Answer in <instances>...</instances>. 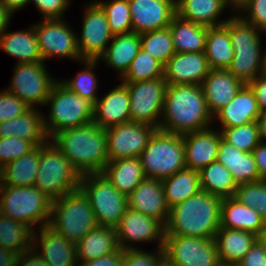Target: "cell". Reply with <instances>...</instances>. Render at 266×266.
Segmentation results:
<instances>
[{
  "label": "cell",
  "mask_w": 266,
  "mask_h": 266,
  "mask_svg": "<svg viewBox=\"0 0 266 266\" xmlns=\"http://www.w3.org/2000/svg\"><path fill=\"white\" fill-rule=\"evenodd\" d=\"M242 9L250 12L249 20L244 17V21L262 32L266 31V0H250Z\"/></svg>",
  "instance_id": "cell-50"
},
{
  "label": "cell",
  "mask_w": 266,
  "mask_h": 266,
  "mask_svg": "<svg viewBox=\"0 0 266 266\" xmlns=\"http://www.w3.org/2000/svg\"><path fill=\"white\" fill-rule=\"evenodd\" d=\"M163 68L167 85H201L211 70L204 52L175 53Z\"/></svg>",
  "instance_id": "cell-19"
},
{
  "label": "cell",
  "mask_w": 266,
  "mask_h": 266,
  "mask_svg": "<svg viewBox=\"0 0 266 266\" xmlns=\"http://www.w3.org/2000/svg\"><path fill=\"white\" fill-rule=\"evenodd\" d=\"M84 16L82 36L78 40L81 59L99 60L106 51L108 40H112L108 19L102 8L95 2L88 5Z\"/></svg>",
  "instance_id": "cell-16"
},
{
  "label": "cell",
  "mask_w": 266,
  "mask_h": 266,
  "mask_svg": "<svg viewBox=\"0 0 266 266\" xmlns=\"http://www.w3.org/2000/svg\"><path fill=\"white\" fill-rule=\"evenodd\" d=\"M50 226L68 241L77 244L97 226L88 197L79 188L52 201Z\"/></svg>",
  "instance_id": "cell-4"
},
{
  "label": "cell",
  "mask_w": 266,
  "mask_h": 266,
  "mask_svg": "<svg viewBox=\"0 0 266 266\" xmlns=\"http://www.w3.org/2000/svg\"><path fill=\"white\" fill-rule=\"evenodd\" d=\"M128 207L145 216L156 218L165 226L170 207L164 195L162 181L152 178L142 180L128 196Z\"/></svg>",
  "instance_id": "cell-20"
},
{
  "label": "cell",
  "mask_w": 266,
  "mask_h": 266,
  "mask_svg": "<svg viewBox=\"0 0 266 266\" xmlns=\"http://www.w3.org/2000/svg\"><path fill=\"white\" fill-rule=\"evenodd\" d=\"M132 32L143 34L168 28L176 15V0H128Z\"/></svg>",
  "instance_id": "cell-17"
},
{
  "label": "cell",
  "mask_w": 266,
  "mask_h": 266,
  "mask_svg": "<svg viewBox=\"0 0 266 266\" xmlns=\"http://www.w3.org/2000/svg\"><path fill=\"white\" fill-rule=\"evenodd\" d=\"M34 30L43 60L54 55L81 60L78 38L61 19H44Z\"/></svg>",
  "instance_id": "cell-15"
},
{
  "label": "cell",
  "mask_w": 266,
  "mask_h": 266,
  "mask_svg": "<svg viewBox=\"0 0 266 266\" xmlns=\"http://www.w3.org/2000/svg\"><path fill=\"white\" fill-rule=\"evenodd\" d=\"M248 85L256 96L260 113L266 112V77L260 75L256 79L252 80Z\"/></svg>",
  "instance_id": "cell-53"
},
{
  "label": "cell",
  "mask_w": 266,
  "mask_h": 266,
  "mask_svg": "<svg viewBox=\"0 0 266 266\" xmlns=\"http://www.w3.org/2000/svg\"><path fill=\"white\" fill-rule=\"evenodd\" d=\"M122 263L123 250L119 248L117 251H114L106 256L84 262L81 266H122Z\"/></svg>",
  "instance_id": "cell-54"
},
{
  "label": "cell",
  "mask_w": 266,
  "mask_h": 266,
  "mask_svg": "<svg viewBox=\"0 0 266 266\" xmlns=\"http://www.w3.org/2000/svg\"><path fill=\"white\" fill-rule=\"evenodd\" d=\"M52 141L81 176L101 173L108 162L106 131L94 122L62 130Z\"/></svg>",
  "instance_id": "cell-2"
},
{
  "label": "cell",
  "mask_w": 266,
  "mask_h": 266,
  "mask_svg": "<svg viewBox=\"0 0 266 266\" xmlns=\"http://www.w3.org/2000/svg\"><path fill=\"white\" fill-rule=\"evenodd\" d=\"M259 239L263 242V244L266 247V228L265 230L262 232L261 236L259 237Z\"/></svg>",
  "instance_id": "cell-63"
},
{
  "label": "cell",
  "mask_w": 266,
  "mask_h": 266,
  "mask_svg": "<svg viewBox=\"0 0 266 266\" xmlns=\"http://www.w3.org/2000/svg\"><path fill=\"white\" fill-rule=\"evenodd\" d=\"M217 161L232 174L237 185L260 181L252 152H243L221 138Z\"/></svg>",
  "instance_id": "cell-26"
},
{
  "label": "cell",
  "mask_w": 266,
  "mask_h": 266,
  "mask_svg": "<svg viewBox=\"0 0 266 266\" xmlns=\"http://www.w3.org/2000/svg\"><path fill=\"white\" fill-rule=\"evenodd\" d=\"M101 173L127 197L146 178L139 157L109 161Z\"/></svg>",
  "instance_id": "cell-29"
},
{
  "label": "cell",
  "mask_w": 266,
  "mask_h": 266,
  "mask_svg": "<svg viewBox=\"0 0 266 266\" xmlns=\"http://www.w3.org/2000/svg\"><path fill=\"white\" fill-rule=\"evenodd\" d=\"M35 108H30L21 116L0 123V138L18 137L30 141L34 146L44 145L47 134L43 117Z\"/></svg>",
  "instance_id": "cell-28"
},
{
  "label": "cell",
  "mask_w": 266,
  "mask_h": 266,
  "mask_svg": "<svg viewBox=\"0 0 266 266\" xmlns=\"http://www.w3.org/2000/svg\"><path fill=\"white\" fill-rule=\"evenodd\" d=\"M261 141L252 151L259 173V179L266 181V143Z\"/></svg>",
  "instance_id": "cell-56"
},
{
  "label": "cell",
  "mask_w": 266,
  "mask_h": 266,
  "mask_svg": "<svg viewBox=\"0 0 266 266\" xmlns=\"http://www.w3.org/2000/svg\"><path fill=\"white\" fill-rule=\"evenodd\" d=\"M220 227L251 232L258 237L266 228V222L255 211L234 197L223 198Z\"/></svg>",
  "instance_id": "cell-25"
},
{
  "label": "cell",
  "mask_w": 266,
  "mask_h": 266,
  "mask_svg": "<svg viewBox=\"0 0 266 266\" xmlns=\"http://www.w3.org/2000/svg\"><path fill=\"white\" fill-rule=\"evenodd\" d=\"M12 13L8 8L0 1V35L6 31L7 25H9Z\"/></svg>",
  "instance_id": "cell-58"
},
{
  "label": "cell",
  "mask_w": 266,
  "mask_h": 266,
  "mask_svg": "<svg viewBox=\"0 0 266 266\" xmlns=\"http://www.w3.org/2000/svg\"><path fill=\"white\" fill-rule=\"evenodd\" d=\"M164 66L146 51L140 48L138 54L131 62V65L123 76V83L140 82L164 78Z\"/></svg>",
  "instance_id": "cell-42"
},
{
  "label": "cell",
  "mask_w": 266,
  "mask_h": 266,
  "mask_svg": "<svg viewBox=\"0 0 266 266\" xmlns=\"http://www.w3.org/2000/svg\"><path fill=\"white\" fill-rule=\"evenodd\" d=\"M219 266H238V264H231V263H220Z\"/></svg>",
  "instance_id": "cell-64"
},
{
  "label": "cell",
  "mask_w": 266,
  "mask_h": 266,
  "mask_svg": "<svg viewBox=\"0 0 266 266\" xmlns=\"http://www.w3.org/2000/svg\"><path fill=\"white\" fill-rule=\"evenodd\" d=\"M261 75L266 77V53L262 59Z\"/></svg>",
  "instance_id": "cell-62"
},
{
  "label": "cell",
  "mask_w": 266,
  "mask_h": 266,
  "mask_svg": "<svg viewBox=\"0 0 266 266\" xmlns=\"http://www.w3.org/2000/svg\"><path fill=\"white\" fill-rule=\"evenodd\" d=\"M18 255L0 247V266H16Z\"/></svg>",
  "instance_id": "cell-57"
},
{
  "label": "cell",
  "mask_w": 266,
  "mask_h": 266,
  "mask_svg": "<svg viewBox=\"0 0 266 266\" xmlns=\"http://www.w3.org/2000/svg\"><path fill=\"white\" fill-rule=\"evenodd\" d=\"M43 63H18L12 84L7 89L31 108L33 104H45L56 83L48 76Z\"/></svg>",
  "instance_id": "cell-14"
},
{
  "label": "cell",
  "mask_w": 266,
  "mask_h": 266,
  "mask_svg": "<svg viewBox=\"0 0 266 266\" xmlns=\"http://www.w3.org/2000/svg\"><path fill=\"white\" fill-rule=\"evenodd\" d=\"M244 85L227 69H211L201 87L212 116L226 106Z\"/></svg>",
  "instance_id": "cell-23"
},
{
  "label": "cell",
  "mask_w": 266,
  "mask_h": 266,
  "mask_svg": "<svg viewBox=\"0 0 266 266\" xmlns=\"http://www.w3.org/2000/svg\"><path fill=\"white\" fill-rule=\"evenodd\" d=\"M51 102L49 120H43L47 137L74 127L93 122L94 104L70 91L62 83L56 82L46 100ZM50 123V124H49Z\"/></svg>",
  "instance_id": "cell-9"
},
{
  "label": "cell",
  "mask_w": 266,
  "mask_h": 266,
  "mask_svg": "<svg viewBox=\"0 0 266 266\" xmlns=\"http://www.w3.org/2000/svg\"><path fill=\"white\" fill-rule=\"evenodd\" d=\"M257 30L260 29L244 21L243 17L230 18V40L234 57L227 70L244 84H249L257 75H261L263 57L260 54Z\"/></svg>",
  "instance_id": "cell-8"
},
{
  "label": "cell",
  "mask_w": 266,
  "mask_h": 266,
  "mask_svg": "<svg viewBox=\"0 0 266 266\" xmlns=\"http://www.w3.org/2000/svg\"><path fill=\"white\" fill-rule=\"evenodd\" d=\"M257 123L259 126V134L262 141L263 138H266V112L260 113L257 119Z\"/></svg>",
  "instance_id": "cell-60"
},
{
  "label": "cell",
  "mask_w": 266,
  "mask_h": 266,
  "mask_svg": "<svg viewBox=\"0 0 266 266\" xmlns=\"http://www.w3.org/2000/svg\"><path fill=\"white\" fill-rule=\"evenodd\" d=\"M118 249L116 229L97 225L76 244L77 260L88 262Z\"/></svg>",
  "instance_id": "cell-30"
},
{
  "label": "cell",
  "mask_w": 266,
  "mask_h": 266,
  "mask_svg": "<svg viewBox=\"0 0 266 266\" xmlns=\"http://www.w3.org/2000/svg\"><path fill=\"white\" fill-rule=\"evenodd\" d=\"M158 256L133 249L123 250L122 266H159L164 260V249H158Z\"/></svg>",
  "instance_id": "cell-49"
},
{
  "label": "cell",
  "mask_w": 266,
  "mask_h": 266,
  "mask_svg": "<svg viewBox=\"0 0 266 266\" xmlns=\"http://www.w3.org/2000/svg\"><path fill=\"white\" fill-rule=\"evenodd\" d=\"M51 144V145H50ZM40 145L35 187L52 201L79 189L81 175L54 143Z\"/></svg>",
  "instance_id": "cell-5"
},
{
  "label": "cell",
  "mask_w": 266,
  "mask_h": 266,
  "mask_svg": "<svg viewBox=\"0 0 266 266\" xmlns=\"http://www.w3.org/2000/svg\"><path fill=\"white\" fill-rule=\"evenodd\" d=\"M221 133L207 128L183 135L186 168L201 170L217 161Z\"/></svg>",
  "instance_id": "cell-21"
},
{
  "label": "cell",
  "mask_w": 266,
  "mask_h": 266,
  "mask_svg": "<svg viewBox=\"0 0 266 266\" xmlns=\"http://www.w3.org/2000/svg\"><path fill=\"white\" fill-rule=\"evenodd\" d=\"M160 131L184 135L207 129L212 114L201 85H167Z\"/></svg>",
  "instance_id": "cell-1"
},
{
  "label": "cell",
  "mask_w": 266,
  "mask_h": 266,
  "mask_svg": "<svg viewBox=\"0 0 266 266\" xmlns=\"http://www.w3.org/2000/svg\"><path fill=\"white\" fill-rule=\"evenodd\" d=\"M33 247L21 253L17 257L16 266H48L43 258L35 251L36 242H32ZM32 253V254H29ZM38 253V254H37ZM31 256V257H30Z\"/></svg>",
  "instance_id": "cell-55"
},
{
  "label": "cell",
  "mask_w": 266,
  "mask_h": 266,
  "mask_svg": "<svg viewBox=\"0 0 266 266\" xmlns=\"http://www.w3.org/2000/svg\"><path fill=\"white\" fill-rule=\"evenodd\" d=\"M0 47L10 56L18 58L19 63L43 62L34 27L29 32H3Z\"/></svg>",
  "instance_id": "cell-37"
},
{
  "label": "cell",
  "mask_w": 266,
  "mask_h": 266,
  "mask_svg": "<svg viewBox=\"0 0 266 266\" xmlns=\"http://www.w3.org/2000/svg\"><path fill=\"white\" fill-rule=\"evenodd\" d=\"M141 48L163 66L176 53L170 28L140 34Z\"/></svg>",
  "instance_id": "cell-41"
},
{
  "label": "cell",
  "mask_w": 266,
  "mask_h": 266,
  "mask_svg": "<svg viewBox=\"0 0 266 266\" xmlns=\"http://www.w3.org/2000/svg\"><path fill=\"white\" fill-rule=\"evenodd\" d=\"M30 108L19 97L7 90L0 93V123L21 116Z\"/></svg>",
  "instance_id": "cell-48"
},
{
  "label": "cell",
  "mask_w": 266,
  "mask_h": 266,
  "mask_svg": "<svg viewBox=\"0 0 266 266\" xmlns=\"http://www.w3.org/2000/svg\"><path fill=\"white\" fill-rule=\"evenodd\" d=\"M42 251L39 254L48 266H77L76 244L68 241L50 226L40 227Z\"/></svg>",
  "instance_id": "cell-27"
},
{
  "label": "cell",
  "mask_w": 266,
  "mask_h": 266,
  "mask_svg": "<svg viewBox=\"0 0 266 266\" xmlns=\"http://www.w3.org/2000/svg\"><path fill=\"white\" fill-rule=\"evenodd\" d=\"M222 130V139L243 152H252L261 142L257 121Z\"/></svg>",
  "instance_id": "cell-43"
},
{
  "label": "cell",
  "mask_w": 266,
  "mask_h": 266,
  "mask_svg": "<svg viewBox=\"0 0 266 266\" xmlns=\"http://www.w3.org/2000/svg\"><path fill=\"white\" fill-rule=\"evenodd\" d=\"M258 238L251 232L220 227L214 237L220 262L237 264Z\"/></svg>",
  "instance_id": "cell-31"
},
{
  "label": "cell",
  "mask_w": 266,
  "mask_h": 266,
  "mask_svg": "<svg viewBox=\"0 0 266 266\" xmlns=\"http://www.w3.org/2000/svg\"><path fill=\"white\" fill-rule=\"evenodd\" d=\"M159 266H172L171 264H169L165 259L160 263Z\"/></svg>",
  "instance_id": "cell-65"
},
{
  "label": "cell",
  "mask_w": 266,
  "mask_h": 266,
  "mask_svg": "<svg viewBox=\"0 0 266 266\" xmlns=\"http://www.w3.org/2000/svg\"><path fill=\"white\" fill-rule=\"evenodd\" d=\"M259 115L256 96L250 86L245 84L215 116L223 128H230L255 122Z\"/></svg>",
  "instance_id": "cell-24"
},
{
  "label": "cell",
  "mask_w": 266,
  "mask_h": 266,
  "mask_svg": "<svg viewBox=\"0 0 266 266\" xmlns=\"http://www.w3.org/2000/svg\"><path fill=\"white\" fill-rule=\"evenodd\" d=\"M164 259L172 266H219L214 238L164 235Z\"/></svg>",
  "instance_id": "cell-11"
},
{
  "label": "cell",
  "mask_w": 266,
  "mask_h": 266,
  "mask_svg": "<svg viewBox=\"0 0 266 266\" xmlns=\"http://www.w3.org/2000/svg\"><path fill=\"white\" fill-rule=\"evenodd\" d=\"M2 194V196H1ZM0 213L28 225L49 224L52 200L35 186H0Z\"/></svg>",
  "instance_id": "cell-7"
},
{
  "label": "cell",
  "mask_w": 266,
  "mask_h": 266,
  "mask_svg": "<svg viewBox=\"0 0 266 266\" xmlns=\"http://www.w3.org/2000/svg\"><path fill=\"white\" fill-rule=\"evenodd\" d=\"M223 198L200 190L170 208L165 235L214 238L220 228Z\"/></svg>",
  "instance_id": "cell-3"
},
{
  "label": "cell",
  "mask_w": 266,
  "mask_h": 266,
  "mask_svg": "<svg viewBox=\"0 0 266 266\" xmlns=\"http://www.w3.org/2000/svg\"><path fill=\"white\" fill-rule=\"evenodd\" d=\"M204 53L210 69H228L234 57L230 40V19L223 25L208 27Z\"/></svg>",
  "instance_id": "cell-33"
},
{
  "label": "cell",
  "mask_w": 266,
  "mask_h": 266,
  "mask_svg": "<svg viewBox=\"0 0 266 266\" xmlns=\"http://www.w3.org/2000/svg\"><path fill=\"white\" fill-rule=\"evenodd\" d=\"M11 13L25 6L31 0H0Z\"/></svg>",
  "instance_id": "cell-59"
},
{
  "label": "cell",
  "mask_w": 266,
  "mask_h": 266,
  "mask_svg": "<svg viewBox=\"0 0 266 266\" xmlns=\"http://www.w3.org/2000/svg\"><path fill=\"white\" fill-rule=\"evenodd\" d=\"M96 3L102 8L113 35L132 32L131 12L128 0H112Z\"/></svg>",
  "instance_id": "cell-44"
},
{
  "label": "cell",
  "mask_w": 266,
  "mask_h": 266,
  "mask_svg": "<svg viewBox=\"0 0 266 266\" xmlns=\"http://www.w3.org/2000/svg\"><path fill=\"white\" fill-rule=\"evenodd\" d=\"M130 121V95L124 83L94 103L93 122L107 129Z\"/></svg>",
  "instance_id": "cell-22"
},
{
  "label": "cell",
  "mask_w": 266,
  "mask_h": 266,
  "mask_svg": "<svg viewBox=\"0 0 266 266\" xmlns=\"http://www.w3.org/2000/svg\"><path fill=\"white\" fill-rule=\"evenodd\" d=\"M225 4L228 3L234 5V7L237 9L243 8L250 0H224Z\"/></svg>",
  "instance_id": "cell-61"
},
{
  "label": "cell",
  "mask_w": 266,
  "mask_h": 266,
  "mask_svg": "<svg viewBox=\"0 0 266 266\" xmlns=\"http://www.w3.org/2000/svg\"><path fill=\"white\" fill-rule=\"evenodd\" d=\"M34 147L30 141L18 137L0 138V169L13 160L22 157Z\"/></svg>",
  "instance_id": "cell-47"
},
{
  "label": "cell",
  "mask_w": 266,
  "mask_h": 266,
  "mask_svg": "<svg viewBox=\"0 0 266 266\" xmlns=\"http://www.w3.org/2000/svg\"><path fill=\"white\" fill-rule=\"evenodd\" d=\"M162 186L167 204L171 208L201 190L200 171L185 168L162 180Z\"/></svg>",
  "instance_id": "cell-38"
},
{
  "label": "cell",
  "mask_w": 266,
  "mask_h": 266,
  "mask_svg": "<svg viewBox=\"0 0 266 266\" xmlns=\"http://www.w3.org/2000/svg\"><path fill=\"white\" fill-rule=\"evenodd\" d=\"M79 188L88 197L97 225L115 228L128 208V197L102 173L82 175Z\"/></svg>",
  "instance_id": "cell-10"
},
{
  "label": "cell",
  "mask_w": 266,
  "mask_h": 266,
  "mask_svg": "<svg viewBox=\"0 0 266 266\" xmlns=\"http://www.w3.org/2000/svg\"><path fill=\"white\" fill-rule=\"evenodd\" d=\"M157 130L158 128L153 125L132 121L105 129L108 162L120 158L139 157Z\"/></svg>",
  "instance_id": "cell-13"
},
{
  "label": "cell",
  "mask_w": 266,
  "mask_h": 266,
  "mask_svg": "<svg viewBox=\"0 0 266 266\" xmlns=\"http://www.w3.org/2000/svg\"><path fill=\"white\" fill-rule=\"evenodd\" d=\"M233 197L240 203L255 209L266 222V181L239 184Z\"/></svg>",
  "instance_id": "cell-45"
},
{
  "label": "cell",
  "mask_w": 266,
  "mask_h": 266,
  "mask_svg": "<svg viewBox=\"0 0 266 266\" xmlns=\"http://www.w3.org/2000/svg\"><path fill=\"white\" fill-rule=\"evenodd\" d=\"M226 6L224 0H176V15L195 24L215 27L227 22L216 20Z\"/></svg>",
  "instance_id": "cell-35"
},
{
  "label": "cell",
  "mask_w": 266,
  "mask_h": 266,
  "mask_svg": "<svg viewBox=\"0 0 266 266\" xmlns=\"http://www.w3.org/2000/svg\"><path fill=\"white\" fill-rule=\"evenodd\" d=\"M112 39V44L101 57L124 76L141 48L140 34H117Z\"/></svg>",
  "instance_id": "cell-36"
},
{
  "label": "cell",
  "mask_w": 266,
  "mask_h": 266,
  "mask_svg": "<svg viewBox=\"0 0 266 266\" xmlns=\"http://www.w3.org/2000/svg\"><path fill=\"white\" fill-rule=\"evenodd\" d=\"M176 53L205 52L208 27L175 15L169 25Z\"/></svg>",
  "instance_id": "cell-34"
},
{
  "label": "cell",
  "mask_w": 266,
  "mask_h": 266,
  "mask_svg": "<svg viewBox=\"0 0 266 266\" xmlns=\"http://www.w3.org/2000/svg\"><path fill=\"white\" fill-rule=\"evenodd\" d=\"M139 158L146 178H169L186 168L183 135L157 130Z\"/></svg>",
  "instance_id": "cell-6"
},
{
  "label": "cell",
  "mask_w": 266,
  "mask_h": 266,
  "mask_svg": "<svg viewBox=\"0 0 266 266\" xmlns=\"http://www.w3.org/2000/svg\"><path fill=\"white\" fill-rule=\"evenodd\" d=\"M201 190L221 198L233 197L237 184L231 172L218 161L200 170Z\"/></svg>",
  "instance_id": "cell-40"
},
{
  "label": "cell",
  "mask_w": 266,
  "mask_h": 266,
  "mask_svg": "<svg viewBox=\"0 0 266 266\" xmlns=\"http://www.w3.org/2000/svg\"><path fill=\"white\" fill-rule=\"evenodd\" d=\"M85 62L87 70L77 74V77L73 80H68L62 84L70 91L94 104L98 99L94 93L97 87V80L91 70L94 68L97 60H85Z\"/></svg>",
  "instance_id": "cell-46"
},
{
  "label": "cell",
  "mask_w": 266,
  "mask_h": 266,
  "mask_svg": "<svg viewBox=\"0 0 266 266\" xmlns=\"http://www.w3.org/2000/svg\"><path fill=\"white\" fill-rule=\"evenodd\" d=\"M237 264L238 266H266V247L263 242L258 238Z\"/></svg>",
  "instance_id": "cell-52"
},
{
  "label": "cell",
  "mask_w": 266,
  "mask_h": 266,
  "mask_svg": "<svg viewBox=\"0 0 266 266\" xmlns=\"http://www.w3.org/2000/svg\"><path fill=\"white\" fill-rule=\"evenodd\" d=\"M130 95V121L159 129L167 83L164 78L124 83Z\"/></svg>",
  "instance_id": "cell-12"
},
{
  "label": "cell",
  "mask_w": 266,
  "mask_h": 266,
  "mask_svg": "<svg viewBox=\"0 0 266 266\" xmlns=\"http://www.w3.org/2000/svg\"><path fill=\"white\" fill-rule=\"evenodd\" d=\"M40 162V145L0 169V186H34Z\"/></svg>",
  "instance_id": "cell-32"
},
{
  "label": "cell",
  "mask_w": 266,
  "mask_h": 266,
  "mask_svg": "<svg viewBox=\"0 0 266 266\" xmlns=\"http://www.w3.org/2000/svg\"><path fill=\"white\" fill-rule=\"evenodd\" d=\"M45 16V20L61 19V14L69 4V0H32Z\"/></svg>",
  "instance_id": "cell-51"
},
{
  "label": "cell",
  "mask_w": 266,
  "mask_h": 266,
  "mask_svg": "<svg viewBox=\"0 0 266 266\" xmlns=\"http://www.w3.org/2000/svg\"><path fill=\"white\" fill-rule=\"evenodd\" d=\"M115 229L122 250L133 249L125 244V240L142 242L159 239V248L164 245L165 226L156 218L145 216L129 207Z\"/></svg>",
  "instance_id": "cell-18"
},
{
  "label": "cell",
  "mask_w": 266,
  "mask_h": 266,
  "mask_svg": "<svg viewBox=\"0 0 266 266\" xmlns=\"http://www.w3.org/2000/svg\"><path fill=\"white\" fill-rule=\"evenodd\" d=\"M33 232L34 230L28 225L15 221L0 213V247L14 252L19 256L21 253L33 247V243L31 242L37 238Z\"/></svg>",
  "instance_id": "cell-39"
}]
</instances>
